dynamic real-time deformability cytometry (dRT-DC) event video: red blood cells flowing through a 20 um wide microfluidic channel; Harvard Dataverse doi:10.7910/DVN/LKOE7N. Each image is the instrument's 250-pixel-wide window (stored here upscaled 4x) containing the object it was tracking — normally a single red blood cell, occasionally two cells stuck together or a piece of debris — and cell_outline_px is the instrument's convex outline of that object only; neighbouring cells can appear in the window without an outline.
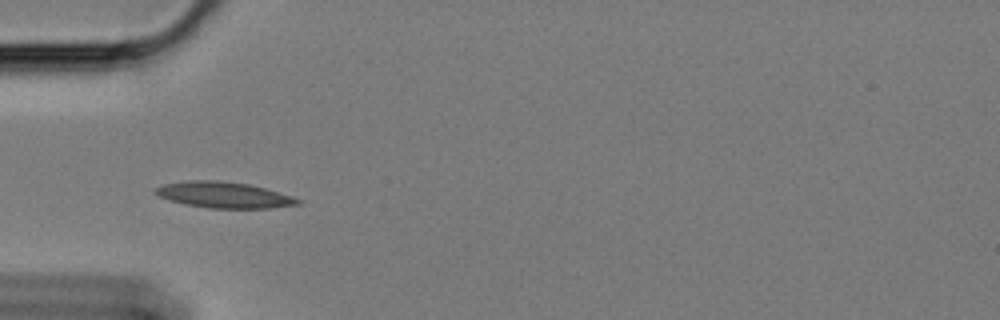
{"species": "Egyptian fruit bat (a non-hibernating species)", "species_latin": "Rousettus aegyptiacus", "temperature_condition": "cold", "stored_images_in_passage": 41, "camera_frame_rate_fps": 3000, "um_per_image_px": 0.085, "animal": {"sex": "female"}, "frame": {"image": 1, "passage_image": 1, "time_ms": 0.0, "image_size_px": [1000, 320], "cell_outline_px": [[300, 204], [272, 208], [208, 208], [184, 204], [160, 196], [152, 192], [156, 188], [164, 184], [188, 180], [216, 180], [248, 184], [264, 188], [292, 196], [300, 200]], "centroid_in_image_um": [19.02, 16.57], "position_along_channel_um": 66.0, "area_um2": 21.39}}
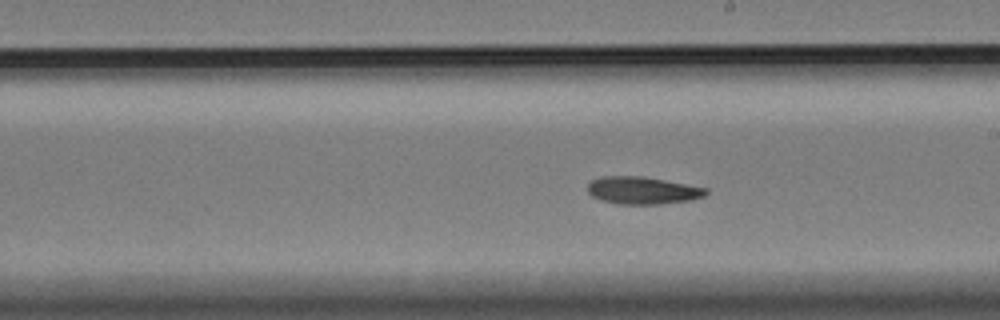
{"frame": {"image": 2, "passage_image": 16, "time_ms": 5.0, "image_size_px": [1000, 320], "cell_outline_px": [[708, 192], [704, 196], [692, 200], [660, 204], [616, 204], [600, 200], [592, 196], [588, 192], [588, 184], [592, 180], [600, 176], [644, 176], [708, 188]], "centroid_in_image_um": [54.61, 16.18], "position_along_channel_um": 234.4, "area_um2": 19.07}}
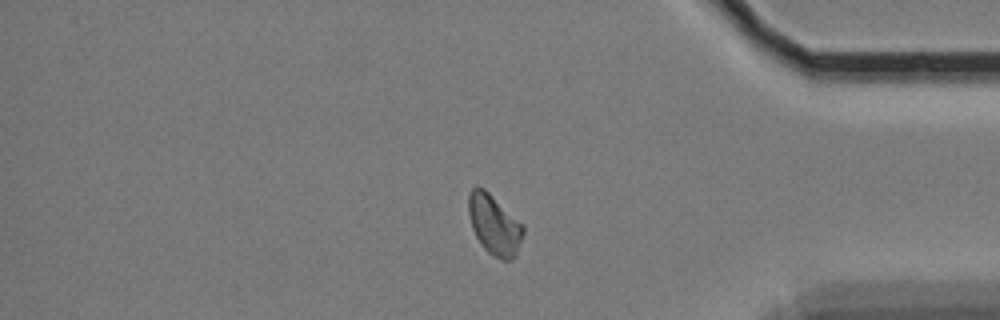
{"frame": {"image": 3, "passage_image": 32, "time_ms": 10.333, "image_size_px": [1000, 320], "cell_outline_px": [[524, 232], [516, 256], [512, 260], [500, 260], [492, 256], [484, 248], [476, 236], [472, 228], [468, 212], [468, 192], [476, 184], [484, 188], [524, 224]], "centroid_in_image_um": [42.02, 19.09], "position_along_channel_um": 393.2, "area_um2": 19.48}}